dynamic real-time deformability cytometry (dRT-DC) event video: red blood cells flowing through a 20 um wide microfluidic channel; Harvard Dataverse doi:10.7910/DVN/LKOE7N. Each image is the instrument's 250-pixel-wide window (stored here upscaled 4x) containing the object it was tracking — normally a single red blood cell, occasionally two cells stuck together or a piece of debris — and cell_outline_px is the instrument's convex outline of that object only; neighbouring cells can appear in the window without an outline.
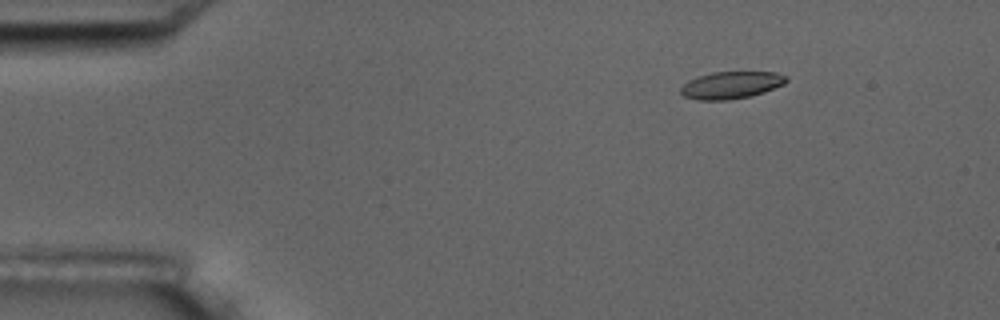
{"species": "common noctule bat (a hibernating species)", "species_latin": "Nyctalus noctula", "temperature_condition": "room temperature", "stored_images_in_passage": 9, "camera_frame_rate_fps": 3000, "um_per_image_px": 0.085, "animal": {"sex": "male", "body_mass_g": 17.5, "forearm_length_mm": 52.3}, "frame": {"image": 1, "passage_image": 3, "time_ms": 2.0, "image_size_px": [1000, 320], "cell_outline_px": [[788, 80], [784, 84], [764, 92], [752, 96], [728, 100], [700, 100], [684, 96], [680, 92], [680, 88], [688, 80], [696, 76], [712, 72], [776, 72], [788, 76]], "centroid_in_image_um": [62.15, 7.23], "position_along_channel_um": 22.8, "area_um2": 16.88}}
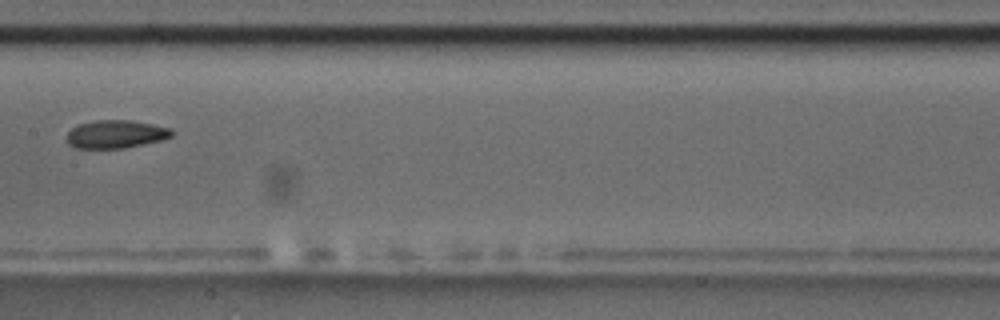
{"frame": {"image": 2, "passage_image": 8, "time_ms": 9.0, "image_size_px": [1000, 320], "cell_outline_px": [[176, 132], [172, 136], [160, 140], [124, 148], [76, 148], [68, 144], [68, 132], [72, 128], [80, 124], [96, 120], [132, 120], [172, 128]], "centroid_in_image_um": [9.88, 11.4], "position_along_channel_um": 197.5, "area_um2": 17.11}}
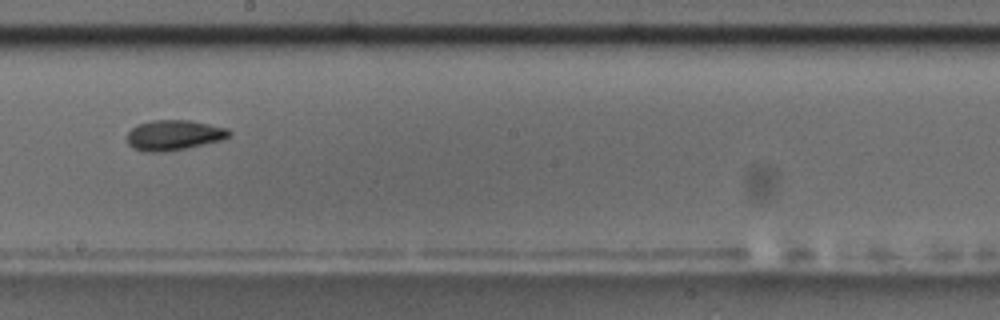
{"frame": {"image": 3, "passage_image": 9, "time_ms": 10.0, "image_size_px": [1000, 320], "cell_outline_px": [[232, 132], [228, 136], [220, 140], [184, 148], [164, 152], [144, 152], [132, 148], [128, 144], [128, 132], [136, 124], [152, 120], [192, 120], [228, 128]], "centroid_in_image_um": [14.75, 11.47], "position_along_channel_um": 233.5, "area_um2": 17.98}}